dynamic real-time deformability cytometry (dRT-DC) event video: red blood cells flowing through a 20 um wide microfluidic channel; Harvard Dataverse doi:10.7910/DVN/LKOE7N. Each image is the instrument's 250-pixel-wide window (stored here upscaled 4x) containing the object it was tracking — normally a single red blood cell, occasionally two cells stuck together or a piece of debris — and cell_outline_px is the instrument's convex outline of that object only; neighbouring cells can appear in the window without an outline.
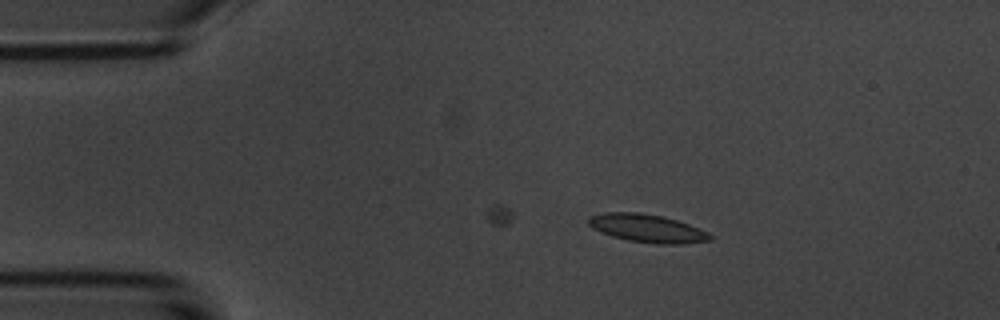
{"species": "common noctule bat (a hibernating species)", "species_latin": "Nyctalus noctula", "temperature_condition": "room temperature", "stored_images_in_passage": 10, "camera_frame_rate_fps": 3000, "um_per_image_px": 0.085, "animal": {"sex": "male", "body_mass_g": 20.1, "forearm_length_mm": 53.5}, "frame": {"image": 1, "passage_image": 4, "time_ms": 4.333, "image_size_px": [1000, 320], "cell_outline_px": [[712, 240], [684, 244], [656, 244], [628, 240], [612, 236], [600, 232], [592, 228], [588, 224], [588, 216], [604, 212], [640, 212], [664, 216], [688, 224], [708, 232], [712, 236]], "centroid_in_image_um": [55.0, 19.4], "position_along_channel_um": 30.0, "area_um2": 20.06}}
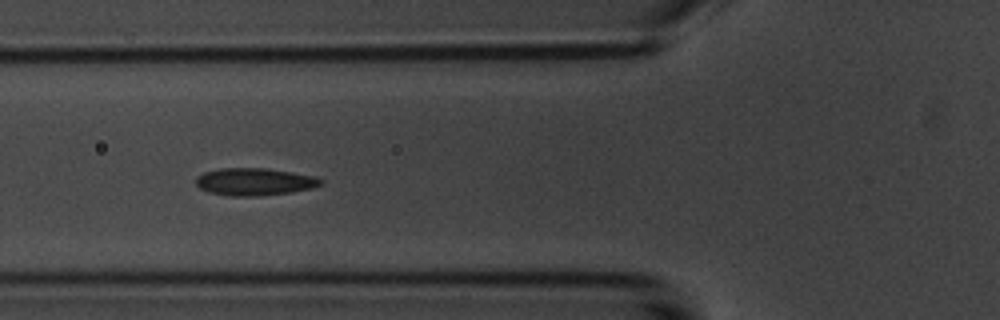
{"frame": {"image": 2, "passage_image": 7, "time_ms": 7.667, "image_size_px": [1000, 320], "cell_outline_px": [[324, 184], [312, 188], [292, 192], [260, 196], [228, 196], [208, 192], [200, 188], [196, 184], [196, 176], [204, 172], [220, 168], [264, 168], [316, 176], [324, 180]], "centroid_in_image_um": [21.65, 15.45], "position_along_channel_um": 104.2, "area_um2": 20.11}}
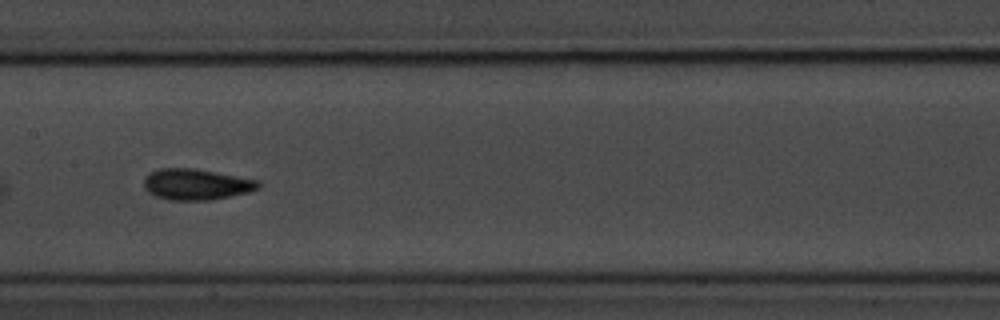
{"frame": {"image": 3, "passage_image": 9, "time_ms": 10.0, "image_size_px": [1000, 320], "cell_outline_px": [[260, 188], [248, 192], [212, 200], [168, 200], [156, 196], [148, 192], [144, 188], [144, 176], [148, 172], [160, 168], [196, 168], [260, 180]], "centroid_in_image_um": [16.67, 15.66], "position_along_channel_um": 190.7, "area_um2": 20.98}}